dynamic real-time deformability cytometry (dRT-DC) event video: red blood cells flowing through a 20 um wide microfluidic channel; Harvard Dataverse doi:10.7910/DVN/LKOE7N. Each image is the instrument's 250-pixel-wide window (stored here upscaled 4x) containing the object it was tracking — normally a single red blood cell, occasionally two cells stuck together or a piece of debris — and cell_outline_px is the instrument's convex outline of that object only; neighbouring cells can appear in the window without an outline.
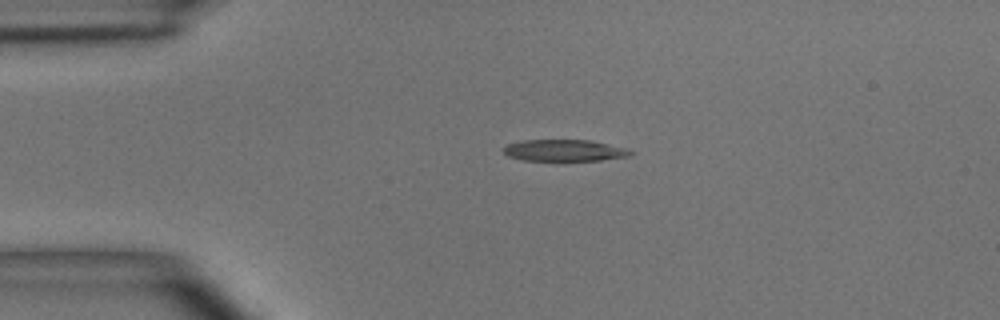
{"species": "common noctule bat (a hibernating species)", "species_latin": "Nyctalus noctula", "temperature_condition": "room temperature", "stored_images_in_passage": 2, "camera_frame_rate_fps": 3000, "um_per_image_px": 0.085, "animal": {"sex": "male", "body_mass_g": 15.6}, "frame": {"image": 1, "passage_image": 1, "time_ms": 0.0, "image_size_px": [1000, 320], "cell_outline_px": [[636, 152], [632, 156], [600, 160], [564, 164], [524, 160], [508, 156], [500, 148], [508, 144], [524, 140], [592, 140], [628, 148]], "centroid_in_image_um": [48.03, 12.84], "position_along_channel_um": 37.0, "area_um2": 17.22}}